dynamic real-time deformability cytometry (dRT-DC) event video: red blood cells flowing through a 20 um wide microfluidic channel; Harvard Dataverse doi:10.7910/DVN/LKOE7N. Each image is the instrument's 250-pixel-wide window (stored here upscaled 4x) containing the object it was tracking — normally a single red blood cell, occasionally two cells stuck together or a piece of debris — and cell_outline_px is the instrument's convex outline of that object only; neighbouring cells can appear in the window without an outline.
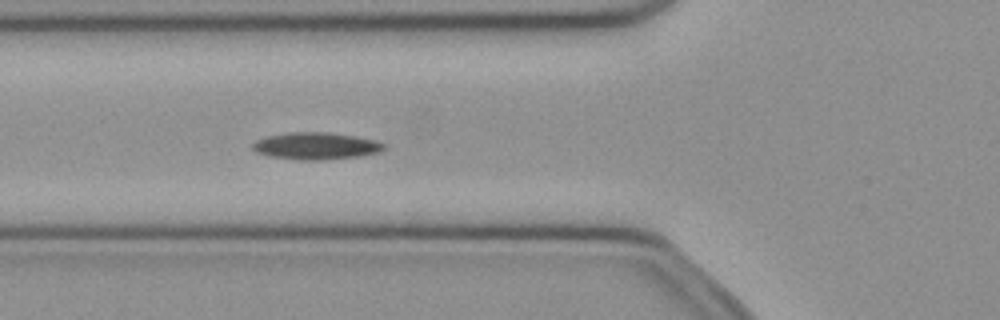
{"species": "common noctule bat (a hibernating species)", "species_latin": "Nyctalus noctula", "temperature_condition": "cold", "stored_images_in_passage": 53, "segment_of_instrument_passage": [1, 2], "camera_frame_rate_fps": 3000, "um_per_image_px": 0.085, "animal": {"sex": "female", "body_mass_g": 21.9}, "frame": {"image": 1, "passage_image": 19, "time_ms": 6.0, "image_size_px": [1000, 320], "cell_outline_px": [[388, 144], [380, 152], [360, 156], [320, 160], [300, 160], [268, 156], [256, 152], [252, 148], [252, 144], [256, 140], [268, 136], [284, 132], [328, 132], [356, 136], [376, 140]], "centroid_in_image_um": [26.87, 12.4], "position_along_channel_um": 98.9, "area_um2": 20.92}}
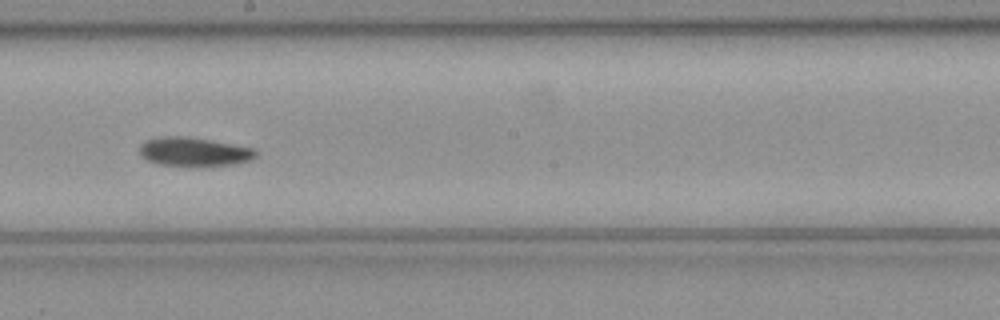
{"frame": {"image": 2, "passage_image": 29, "time_ms": 9.333, "image_size_px": [1000, 320], "cell_outline_px": [[260, 152], [252, 160], [232, 164], [160, 164], [148, 160], [140, 156], [140, 144], [144, 140], [160, 136], [184, 136], [212, 140], [256, 148]], "centroid_in_image_um": [16.51, 12.85], "position_along_channel_um": 231.7, "area_um2": 19.25}}
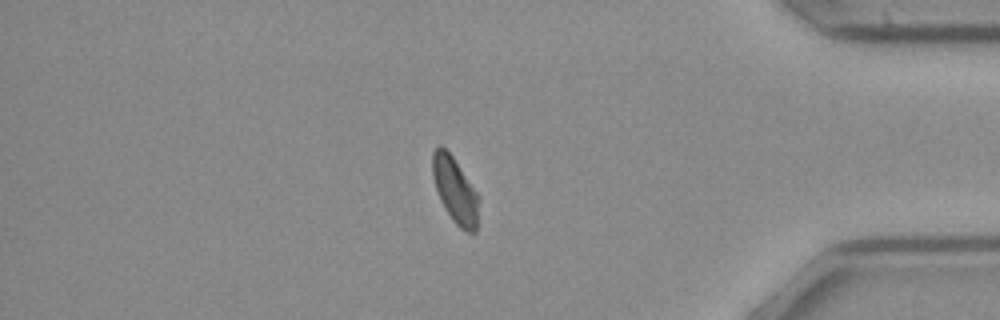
{"frame": {"image": 3, "passage_image": 44, "time_ms": 14.333, "image_size_px": [1000, 320], "cell_outline_px": [[480, 200], [476, 232], [468, 232], [460, 228], [452, 220], [444, 208], [440, 200], [432, 176], [432, 152], [440, 144], [452, 156], [480, 196]], "centroid_in_image_um": [38.7, 16.19], "position_along_channel_um": 396.5, "area_um2": 17.86}}